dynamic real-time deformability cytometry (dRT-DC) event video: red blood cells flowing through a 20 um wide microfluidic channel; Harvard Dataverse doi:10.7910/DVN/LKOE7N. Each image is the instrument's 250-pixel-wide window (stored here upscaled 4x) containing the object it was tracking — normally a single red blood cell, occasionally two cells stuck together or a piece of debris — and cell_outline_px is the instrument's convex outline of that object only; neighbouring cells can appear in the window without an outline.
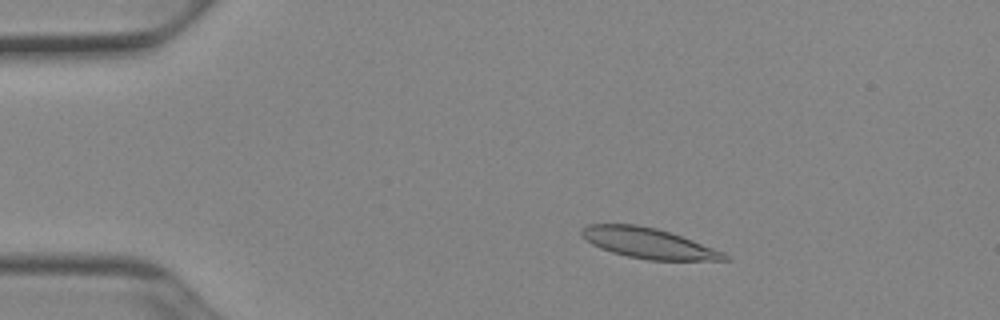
{"species": "Egyptian fruit bat (a non-hibernating species)", "species_latin": "Rousettus aegyptiacus", "temperature_condition": "cold", "stored_images_in_passage": 51, "camera_frame_rate_fps": 3000, "um_per_image_px": 0.085, "animal": {"sex": "female"}, "frame": {"image": 1, "passage_image": 9, "time_ms": 2.667, "image_size_px": [1000, 320], "cell_outline_px": [[732, 260], [648, 260], [628, 256], [612, 252], [600, 248], [592, 244], [580, 236], [580, 228], [588, 224], [636, 224], [656, 228], [692, 240], [724, 252], [732, 256]], "centroid_in_image_um": [55.1, 20.67], "position_along_channel_um": 29.9, "area_um2": 25.32}}
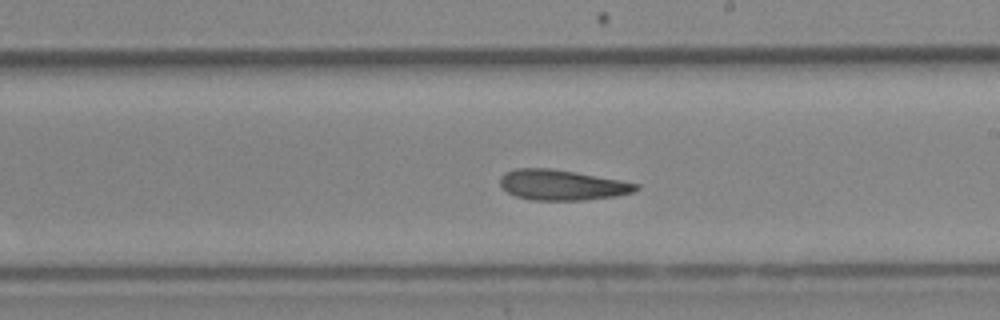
{"frame": {"image": 2, "passage_image": 30, "time_ms": 9.667, "image_size_px": [1000, 320], "cell_outline_px": [[640, 188], [632, 192], [616, 196], [584, 200], [532, 200], [516, 196], [508, 192], [500, 184], [500, 176], [504, 172], [516, 168], [552, 168], [576, 172], [620, 180], [640, 184]], "centroid_in_image_um": [47.76, 15.71], "position_along_channel_um": 241.2, "area_um2": 24.1}}
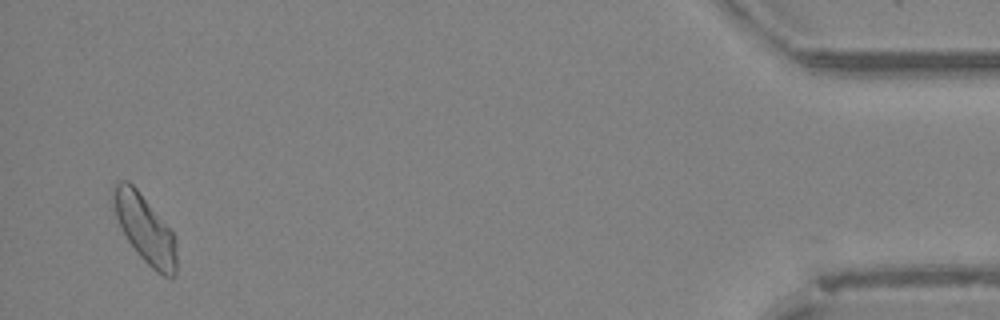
{"frame": {"image": 3, "passage_image": 50, "time_ms": 16.333, "image_size_px": [1000, 320], "cell_outline_px": [[176, 272], [172, 276], [164, 276], [156, 272], [136, 252], [128, 240], [112, 208], [112, 188], [116, 180], [128, 180], [136, 188], [176, 236]], "centroid_in_image_um": [12.3, 19.42], "position_along_channel_um": 422.9, "area_um2": 24.85}, "authors_computed_cell_mechanics": {"area_um2": 24.5072, "velocity_mm_per_s": 3.8945, "shape_relaxation_time_tau1_ms": null, "shape_relaxation_time_tau2_ms": 4.9407, "deformation_change_tau1": null, "deformation_change_tau2": 0.1223}}